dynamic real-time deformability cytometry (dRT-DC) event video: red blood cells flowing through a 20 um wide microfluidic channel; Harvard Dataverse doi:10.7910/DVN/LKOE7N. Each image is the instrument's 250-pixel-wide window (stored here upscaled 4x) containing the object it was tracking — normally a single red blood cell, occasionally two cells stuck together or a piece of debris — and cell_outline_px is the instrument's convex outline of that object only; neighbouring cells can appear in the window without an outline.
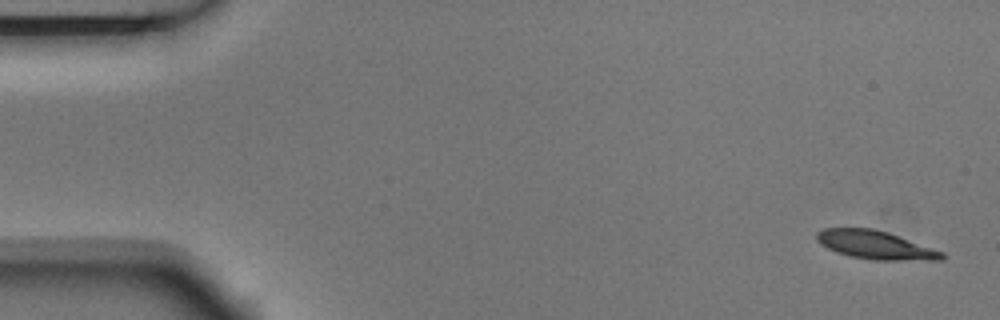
{"species": "Egyptian fruit bat (a non-hibernating species)", "species_latin": "Rousettus aegyptiacus", "temperature_condition": "room temperature", "stored_images_in_passage": 6, "segment_of_instrument_passage": [1, 2], "camera_frame_rate_fps": 3000, "um_per_image_px": 0.085, "animal": {"sex": "male"}, "frame": {"image": 1, "passage_image": 1, "time_ms": 0.0, "image_size_px": [1000, 320], "cell_outline_px": [[944, 260], [872, 260], [852, 256], [836, 252], [820, 244], [816, 240], [816, 232], [824, 228], [872, 228], [888, 232], [944, 252]], "centroid_in_image_um": [74.4, 20.82], "position_along_channel_um": 10.6, "area_um2": 20.69}}